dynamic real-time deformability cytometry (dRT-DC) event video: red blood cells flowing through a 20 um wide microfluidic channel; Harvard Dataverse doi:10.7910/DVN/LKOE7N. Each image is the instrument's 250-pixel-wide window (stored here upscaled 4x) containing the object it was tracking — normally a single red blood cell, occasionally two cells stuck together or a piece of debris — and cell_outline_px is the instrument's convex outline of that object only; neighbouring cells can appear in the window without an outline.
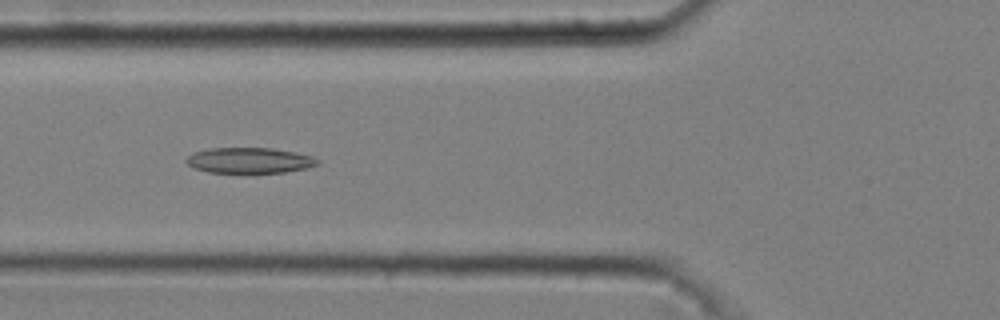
{"species": "common noctule bat (a hibernating species)", "species_latin": "Nyctalus noctula", "temperature_condition": "cold", "stored_images_in_passage": 45, "camera_frame_rate_fps": 3000, "um_per_image_px": 0.085, "animal": {"sex": "male", "body_mass_g": 20.4}, "frame": {"image": 1, "passage_image": 13, "time_ms": 4.0, "image_size_px": [1000, 320], "cell_outline_px": [[320, 164], [304, 168], [284, 172], [208, 172], [196, 168], [188, 164], [184, 160], [192, 152], [212, 148], [272, 148], [312, 156], [320, 160]], "centroid_in_image_um": [21.19, 13.62], "position_along_channel_um": 104.6, "area_um2": 19.31}}
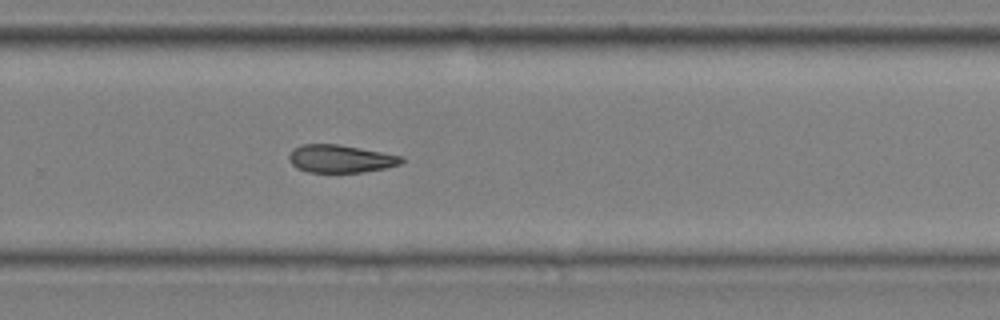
{"frame": {"image": 2, "passage_image": 29, "time_ms": 9.333, "image_size_px": [1000, 320], "cell_outline_px": [[404, 160], [400, 164], [384, 168], [364, 172], [308, 172], [296, 168], [292, 164], [288, 156], [292, 148], [300, 144], [336, 144], [360, 148], [400, 156]], "centroid_in_image_um": [28.88, 13.49], "position_along_channel_um": 300.9, "area_um2": 18.09}}
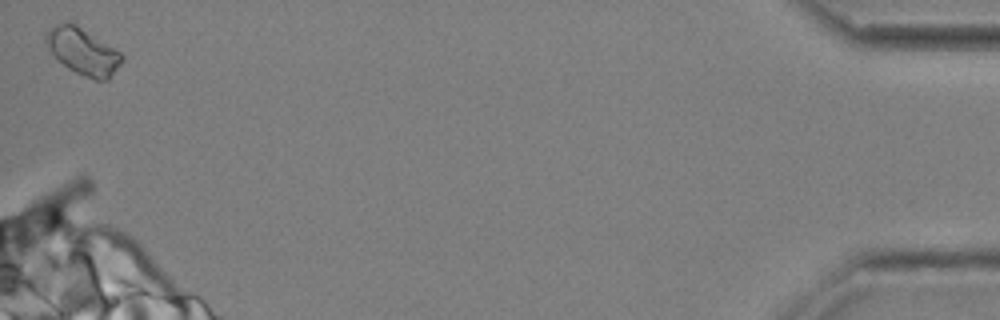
{"frame": {"image": 3, "passage_image": 45, "time_ms": 14.667, "image_size_px": [1000, 320], "cell_outline_px": [[124, 60], [108, 80], [96, 80], [76, 72], [68, 68], [56, 60], [44, 44], [44, 32], [48, 28], [56, 24], [72, 24], [80, 28], [120, 52], [124, 56]], "centroid_in_image_um": [6.99, 4.4], "position_along_channel_um": 428.2, "area_um2": 20.35}}